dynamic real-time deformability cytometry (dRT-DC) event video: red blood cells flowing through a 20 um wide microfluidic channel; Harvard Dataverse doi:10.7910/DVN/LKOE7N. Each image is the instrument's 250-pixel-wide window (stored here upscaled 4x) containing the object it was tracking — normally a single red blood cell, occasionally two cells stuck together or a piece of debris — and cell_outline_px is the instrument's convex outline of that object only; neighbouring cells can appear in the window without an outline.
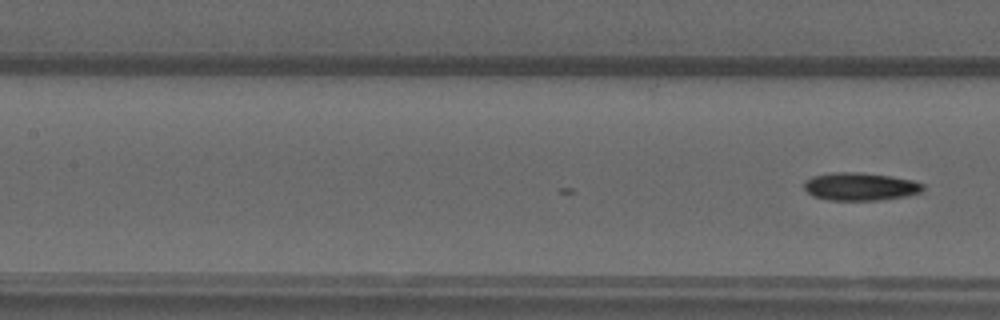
{"species": "common noctule bat (a hibernating species)", "species_latin": "Nyctalus noctula", "temperature_condition": "warm", "stored_images_in_passage": 17, "camera_frame_rate_fps": 3000, "um_per_image_px": 0.085, "animal": {"sex": "male", "forearm_length_mm": 52.5}, "frame": {"image": 1, "passage_image": 17, "time_ms": 5.333, "image_size_px": [1000, 320], "cell_outline_px": [[924, 188], [920, 192], [908, 196], [876, 200], [828, 200], [812, 196], [804, 188], [804, 184], [812, 176], [832, 172], [860, 172], [892, 176], [912, 180], [924, 184]], "centroid_in_image_um": [73.13, 15.85], "position_along_channel_um": 134.3, "area_um2": 19.36}}